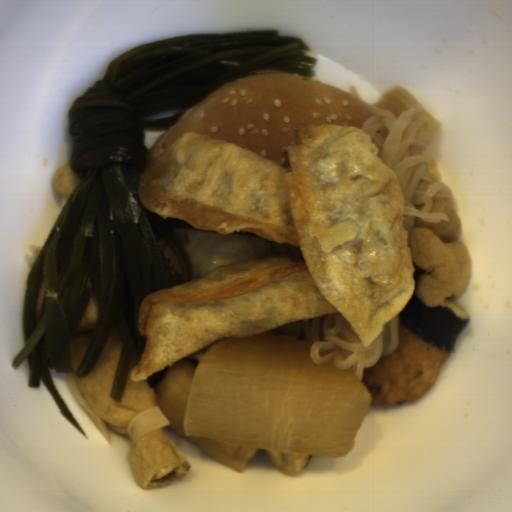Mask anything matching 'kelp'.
Returning a JSON list of instances; mask_svg holds the SVG:
<instances>
[{"mask_svg": "<svg viewBox=\"0 0 512 512\" xmlns=\"http://www.w3.org/2000/svg\"><path fill=\"white\" fill-rule=\"evenodd\" d=\"M281 30L185 33L141 45L115 59L68 112L73 142L68 166L79 177L27 277L23 346L29 388L42 381L60 413L83 427L53 384L51 369L74 371L71 340L96 296L92 339L76 372L89 375L116 324L122 349L111 400L122 402L146 347L138 315L144 297L185 284L156 241L159 234L190 280L189 254L169 216L147 209L138 193L148 165L145 130H167L220 85L279 72L312 78L318 58Z\"/></svg>", "mask_w": 512, "mask_h": 512, "instance_id": "99668d17", "label": "kelp"}, {"mask_svg": "<svg viewBox=\"0 0 512 512\" xmlns=\"http://www.w3.org/2000/svg\"><path fill=\"white\" fill-rule=\"evenodd\" d=\"M398 318L399 323L421 340L450 353H453L459 335L470 322L469 318L462 319L440 304L428 307L414 292Z\"/></svg>", "mask_w": 512, "mask_h": 512, "instance_id": "cf089659", "label": "kelp"}, {"mask_svg": "<svg viewBox=\"0 0 512 512\" xmlns=\"http://www.w3.org/2000/svg\"><path fill=\"white\" fill-rule=\"evenodd\" d=\"M172 365H167L165 368H163L162 370L158 371V372H155L153 373L152 375H150L148 378H146V382L147 384L151 387V388H156L159 383L161 382V380L164 378V376L166 375V373L168 372V370L171 368Z\"/></svg>", "mask_w": 512, "mask_h": 512, "instance_id": "604fcf36", "label": "kelp"}]
</instances>
